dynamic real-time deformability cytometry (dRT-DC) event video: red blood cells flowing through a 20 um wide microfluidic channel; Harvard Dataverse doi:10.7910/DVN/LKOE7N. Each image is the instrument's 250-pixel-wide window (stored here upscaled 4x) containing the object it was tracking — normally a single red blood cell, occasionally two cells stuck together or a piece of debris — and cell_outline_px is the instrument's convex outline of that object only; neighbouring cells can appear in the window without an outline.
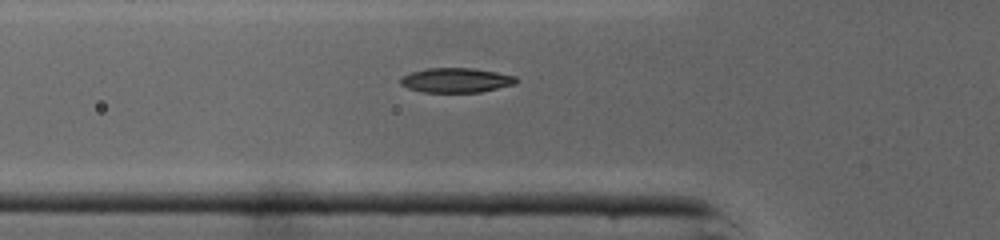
{"species": "common noctule bat (a hibernating species)", "species_latin": "Nyctalus noctula", "temperature_condition": "cold", "stored_images_in_passage": 31, "camera_frame_rate_fps": 3000, "um_per_image_px": 0.085, "animal": {"sex": "male", "body_mass_g": 19.0, "forearm_length_mm": 50.8}, "frame": {"image": 1, "passage_image": 4, "time_ms": 1.0, "image_size_px": [1000, 240], "cell_outline_px": [[520, 80], [516, 84], [480, 92], [424, 92], [408, 88], [400, 84], [400, 80], [404, 76], [412, 72], [428, 68], [472, 68], [496, 72], [516, 76]], "centroid_in_image_um": [38.82, 6.82], "position_along_channel_um": 87.0, "area_um2": 16.53}}
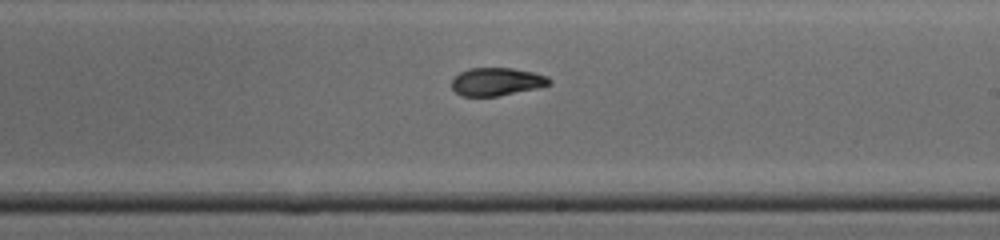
{"frame": {"image": 2, "passage_image": 15, "time_ms": 4.667, "image_size_px": [1000, 240], "cell_outline_px": [[552, 84], [536, 88], [496, 96], [460, 96], [452, 88], [452, 80], [460, 72], [468, 68], [512, 68], [532, 72], [548, 76], [552, 80]], "centroid_in_image_um": [42.22, 6.94], "position_along_channel_um": 246.8, "area_um2": 15.84}}
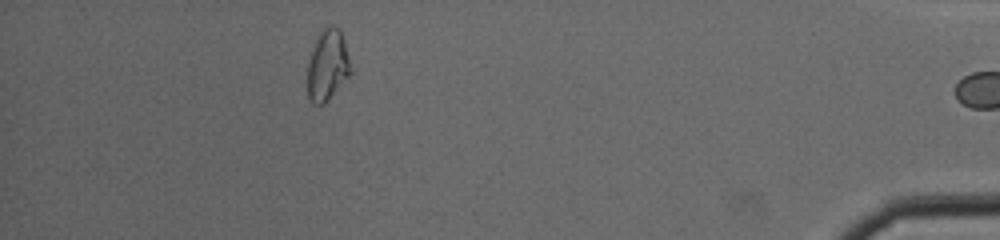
{"frame": {"image": 3, "passage_image": 30, "time_ms": 9.667, "image_size_px": [1000, 240], "cell_outline_px": [[352, 72], [324, 104], [312, 104], [308, 100], [308, 64], [312, 48], [320, 32], [324, 28], [332, 24], [340, 28], [348, 56]], "centroid_in_image_um": [27.83, 5.55], "position_along_channel_um": 407.4, "area_um2": 17.69}, "authors_computed_cell_mechanics": {"area_um2": 16.5308, "velocity_mm_per_s": 4.3717, "shape_relaxation_time_tau1_ms": 5.2267, "shape_relaxation_time_tau2_ms": 2.1667, "deformation_change_tau1": 0.1705, "deformation_change_tau2": 0.0732}}